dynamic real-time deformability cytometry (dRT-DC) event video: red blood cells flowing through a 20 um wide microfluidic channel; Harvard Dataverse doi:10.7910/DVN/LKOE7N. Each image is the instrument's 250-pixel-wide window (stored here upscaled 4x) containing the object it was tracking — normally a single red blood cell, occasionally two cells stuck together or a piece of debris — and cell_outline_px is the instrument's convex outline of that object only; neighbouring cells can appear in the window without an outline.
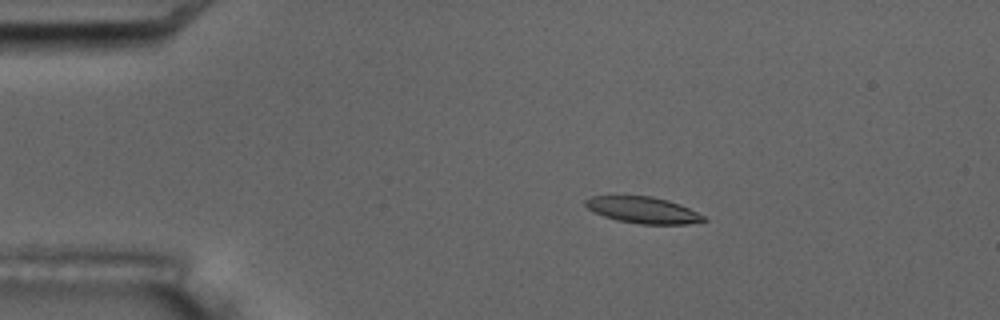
{"species": "common noctule bat (a hibernating species)", "species_latin": "Nyctalus noctula", "temperature_condition": "room temperature", "stored_images_in_passage": 4, "camera_frame_rate_fps": 3000, "um_per_image_px": 0.085, "animal": {"sex": "male", "body_mass_g": 17.5, "forearm_length_mm": 52.3}, "frame": {"image": 1, "passage_image": 3, "time_ms": 2.333, "image_size_px": [1000, 320], "cell_outline_px": [[708, 220], [688, 224], [640, 224], [616, 220], [604, 216], [588, 208], [584, 204], [584, 200], [592, 196], [652, 196], [668, 200], [680, 204], [704, 216]], "centroid_in_image_um": [54.66, 17.85], "position_along_channel_um": 30.3, "area_um2": 18.09}}